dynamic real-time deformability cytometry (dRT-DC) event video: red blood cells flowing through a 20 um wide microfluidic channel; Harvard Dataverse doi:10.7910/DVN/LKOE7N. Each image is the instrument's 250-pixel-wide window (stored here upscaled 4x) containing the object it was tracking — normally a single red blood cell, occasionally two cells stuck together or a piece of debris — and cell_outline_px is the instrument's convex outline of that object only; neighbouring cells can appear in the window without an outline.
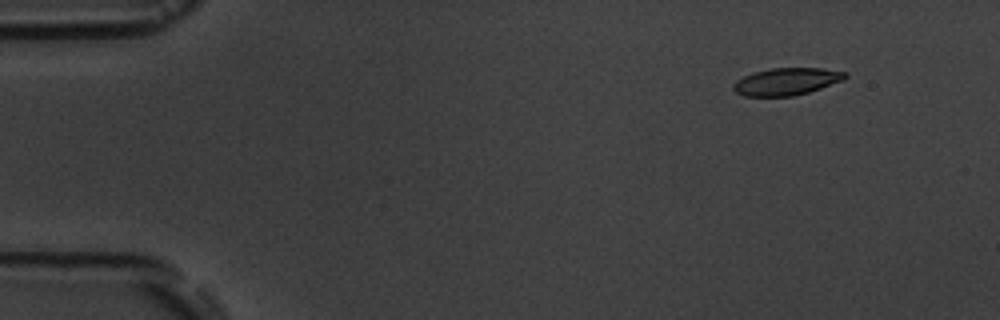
{"species": "common noctule bat (a hibernating species)", "species_latin": "Nyctalus noctula", "temperature_condition": "room temperature", "stored_images_in_passage": 5, "camera_frame_rate_fps": 3000, "um_per_image_px": 0.085, "animal": {"sex": "male", "body_mass_g": 19.5, "forearm_length_mm": 54.6}, "frame": {"image": 1, "passage_image": 2, "time_ms": 1.0, "image_size_px": [1000, 320], "cell_outline_px": [[848, 76], [844, 80], [808, 92], [792, 96], [744, 96], [736, 92], [732, 88], [732, 84], [736, 80], [752, 72], [772, 68], [820, 68], [848, 72]], "centroid_in_image_um": [66.85, 6.92], "position_along_channel_um": 18.2, "area_um2": 17.8}}
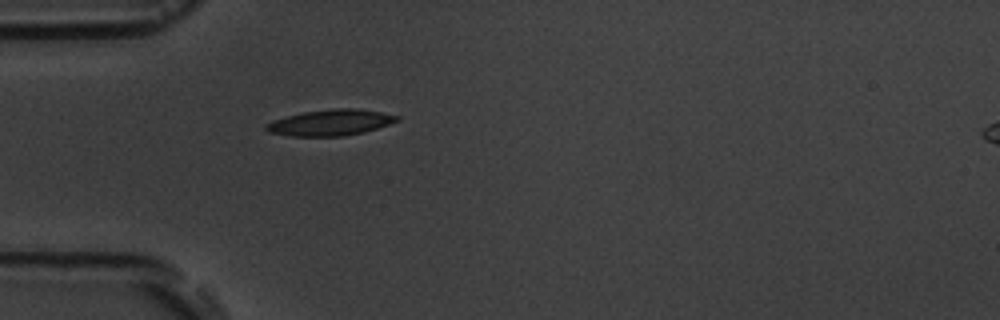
{"frame": {"image": 2, "passage_image": 5, "time_ms": 4.667, "image_size_px": [1000, 320], "cell_outline_px": [[400, 120], [364, 132], [344, 136], [288, 136], [268, 132], [264, 128], [264, 124], [272, 120], [304, 112], [332, 108], [356, 108], [380, 112], [400, 116]], "centroid_in_image_um": [28.06, 10.42], "position_along_channel_um": 56.9, "area_um2": 19.88}}